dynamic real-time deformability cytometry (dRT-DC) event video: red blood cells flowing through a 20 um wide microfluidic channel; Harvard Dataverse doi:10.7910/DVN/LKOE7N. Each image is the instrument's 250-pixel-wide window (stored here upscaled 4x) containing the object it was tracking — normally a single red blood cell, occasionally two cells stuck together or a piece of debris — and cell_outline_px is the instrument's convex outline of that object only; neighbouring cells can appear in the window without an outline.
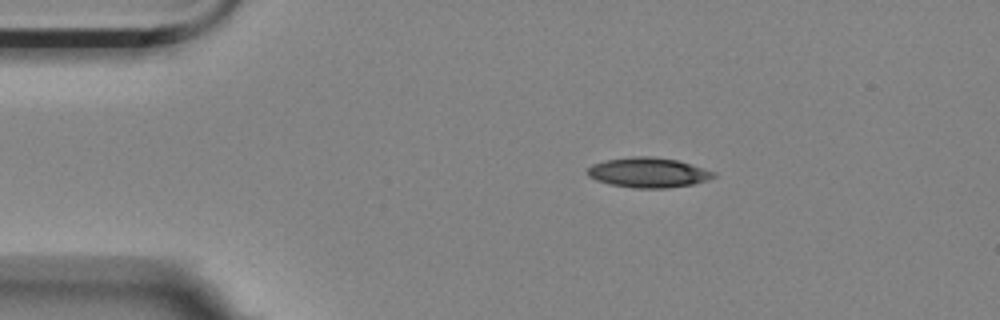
{"species": "Egyptian fruit bat (a non-hibernating species)", "species_latin": "Rousettus aegyptiacus", "temperature_condition": "room temperature", "stored_images_in_passage": 6, "camera_frame_rate_fps": 3000, "um_per_image_px": 0.085, "animal": {"sex": "female"}, "frame": {"image": 1, "passage_image": 6, "time_ms": 1.667, "image_size_px": [1000, 320], "cell_outline_px": [[716, 176], [708, 180], [692, 184], [668, 188], [632, 188], [608, 184], [596, 180], [588, 176], [588, 168], [592, 164], [604, 160], [632, 156], [652, 156], [676, 160], [716, 172]], "centroid_in_image_um": [55.08, 14.67], "position_along_channel_um": 29.9, "area_um2": 22.08}}